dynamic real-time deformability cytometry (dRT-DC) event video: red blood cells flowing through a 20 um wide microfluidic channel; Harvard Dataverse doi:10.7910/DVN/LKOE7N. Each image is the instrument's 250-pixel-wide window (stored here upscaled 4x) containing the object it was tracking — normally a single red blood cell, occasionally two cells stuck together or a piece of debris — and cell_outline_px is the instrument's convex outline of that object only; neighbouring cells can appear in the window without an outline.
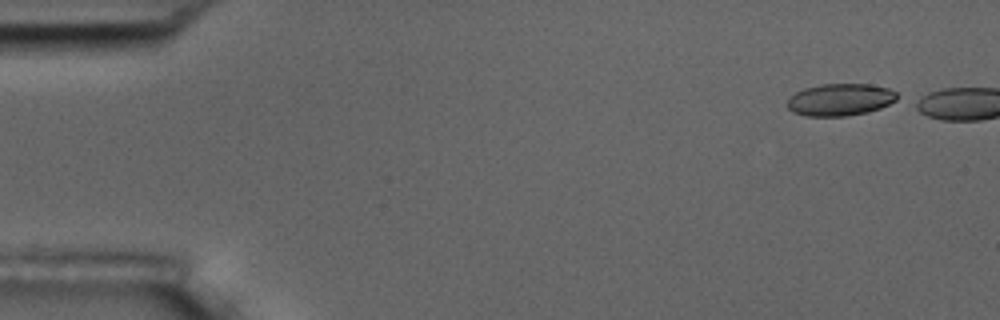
{"species": "common noctule bat (a hibernating species)", "species_latin": "Nyctalus noctula", "temperature_condition": "room temperature", "stored_images_in_passage": 4, "camera_frame_rate_fps": 3000, "um_per_image_px": 0.085, "animal": {"sex": "male", "body_mass_g": 17.5, "forearm_length_mm": 52.3}, "frame": {"image": 1, "passage_image": 1, "time_ms": 0.0, "image_size_px": [1000, 320], "cell_outline_px": [[896, 100], [880, 108], [868, 112], [848, 116], [804, 116], [792, 112], [788, 108], [788, 100], [796, 92], [804, 88], [820, 84], [868, 84], [888, 88], [896, 92]], "centroid_in_image_um": [71.4, 8.48], "position_along_channel_um": 13.6, "area_um2": 20.52}}